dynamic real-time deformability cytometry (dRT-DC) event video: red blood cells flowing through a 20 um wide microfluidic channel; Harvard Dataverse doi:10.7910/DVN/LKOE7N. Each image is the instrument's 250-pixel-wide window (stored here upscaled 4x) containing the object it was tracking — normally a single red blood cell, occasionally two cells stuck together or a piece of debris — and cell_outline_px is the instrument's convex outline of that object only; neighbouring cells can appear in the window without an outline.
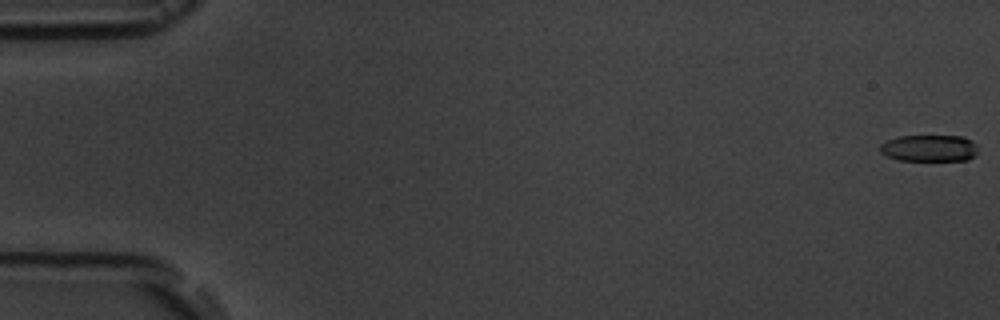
{"species": "common noctule bat (a hibernating species)", "species_latin": "Nyctalus noctula", "temperature_condition": "room temperature", "stored_images_in_passage": 6, "camera_frame_rate_fps": 3000, "um_per_image_px": 0.085, "animal": {"sex": "male", "body_mass_g": 19.5, "forearm_length_mm": 54.6}, "frame": {"image": 1, "passage_image": 1, "time_ms": 0.0, "image_size_px": [1000, 320], "cell_outline_px": [[976, 156], [968, 160], [900, 160], [888, 156], [880, 152], [880, 144], [896, 136], [964, 136], [972, 140], [976, 144]], "centroid_in_image_um": [79.01, 12.59], "position_along_channel_um": 6.0, "area_um2": 15.26}}
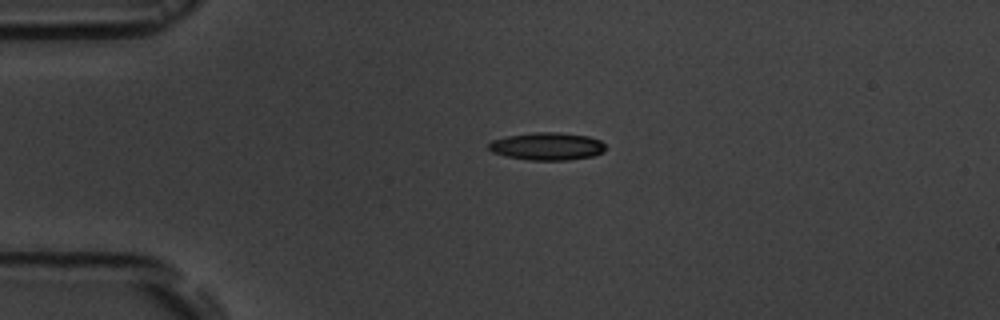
{"frame": {"image": 2, "passage_image": 5, "time_ms": 4.333, "image_size_px": [1000, 320], "cell_outline_px": [[604, 152], [592, 156], [568, 160], [528, 160], [504, 156], [492, 152], [488, 148], [488, 144], [492, 140], [508, 136], [532, 132], [560, 132], [588, 136], [600, 140], [604, 144]], "centroid_in_image_um": [46.49, 12.43], "position_along_channel_um": 38.5, "area_um2": 18.9}}